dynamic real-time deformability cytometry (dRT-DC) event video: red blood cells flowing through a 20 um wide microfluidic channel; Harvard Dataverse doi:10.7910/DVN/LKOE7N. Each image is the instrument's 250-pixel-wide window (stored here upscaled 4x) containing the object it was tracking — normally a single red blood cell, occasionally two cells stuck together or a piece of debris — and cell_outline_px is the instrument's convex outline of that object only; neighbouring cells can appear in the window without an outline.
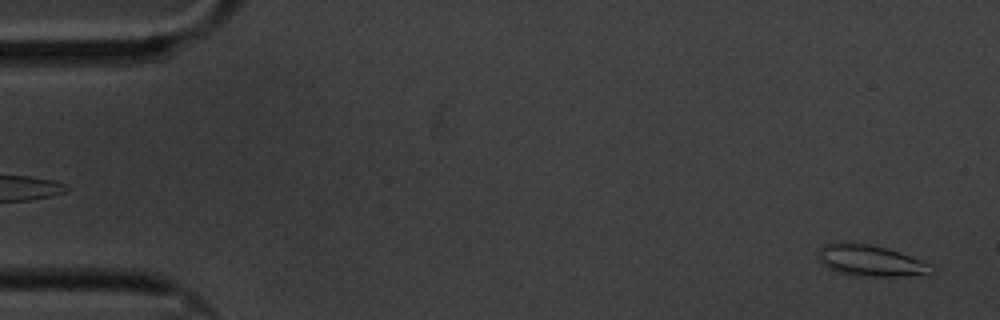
{"species": "common noctule bat (a hibernating species)", "species_latin": "Nyctalus noctula", "temperature_condition": "cold", "stored_images_in_passage": 60, "camera_frame_rate_fps": 3000, "um_per_image_px": 0.085, "animal": {"sex": "male", "body_mass_g": 20.1, "forearm_length_mm": 53.5}, "frame": {"image": 1, "passage_image": 2, "time_ms": 0.333, "image_size_px": [1000, 320], "cell_outline_px": [[936, 272], [896, 276], [856, 276], [836, 272], [820, 264], [816, 252], [824, 244], [872, 244], [888, 248], [900, 252], [932, 264]], "centroid_in_image_um": [73.98, 22.17], "position_along_channel_um": 11.0, "area_um2": 20.52}}
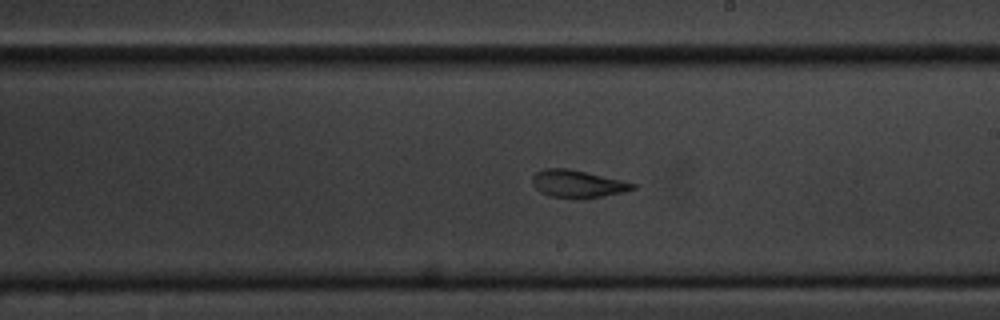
{"frame": {"image": 2, "passage_image": 34, "time_ms": 11.0, "image_size_px": [1000, 320], "cell_outline_px": [[636, 188], [624, 192], [600, 196], [548, 196], [540, 192], [532, 184], [532, 176], [536, 172], [544, 168], [568, 168], [620, 180], [636, 184]], "centroid_in_image_um": [49.04, 15.59], "position_along_channel_um": 240.0, "area_um2": 15.43}}
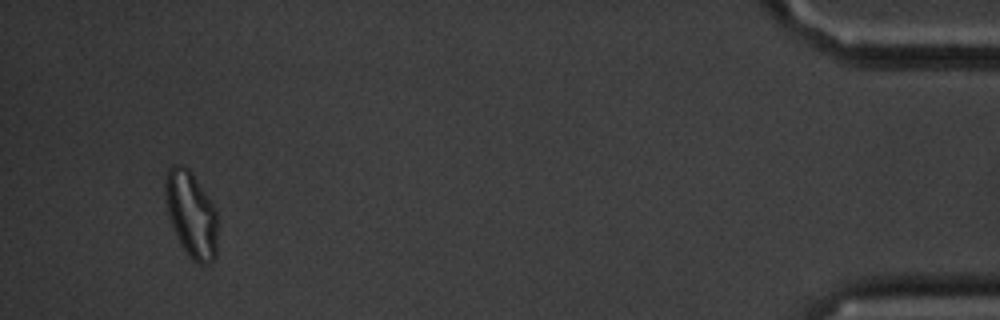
{"frame": {"image": 3, "passage_image": 57, "time_ms": 18.667, "image_size_px": [1000, 320], "cell_outline_px": [[216, 256], [212, 264], [196, 264], [188, 256], [180, 244], [176, 236], [168, 216], [164, 196], [164, 180], [168, 168], [172, 164], [184, 164], [192, 172], [216, 208]], "centroid_in_image_um": [16.23, 18.21], "position_along_channel_um": 419.0, "area_um2": 26.76}, "authors_computed_cell_mechanics": {"area_um2": 17.6579, "velocity_mm_per_s": 3.2945, "shape_relaxation_time_tau1_ms": 4.6992, "shape_relaxation_time_tau2_ms": 2.6118, "deformation_change_tau1": 0.1757, "deformation_change_tau2": 0.1106}}